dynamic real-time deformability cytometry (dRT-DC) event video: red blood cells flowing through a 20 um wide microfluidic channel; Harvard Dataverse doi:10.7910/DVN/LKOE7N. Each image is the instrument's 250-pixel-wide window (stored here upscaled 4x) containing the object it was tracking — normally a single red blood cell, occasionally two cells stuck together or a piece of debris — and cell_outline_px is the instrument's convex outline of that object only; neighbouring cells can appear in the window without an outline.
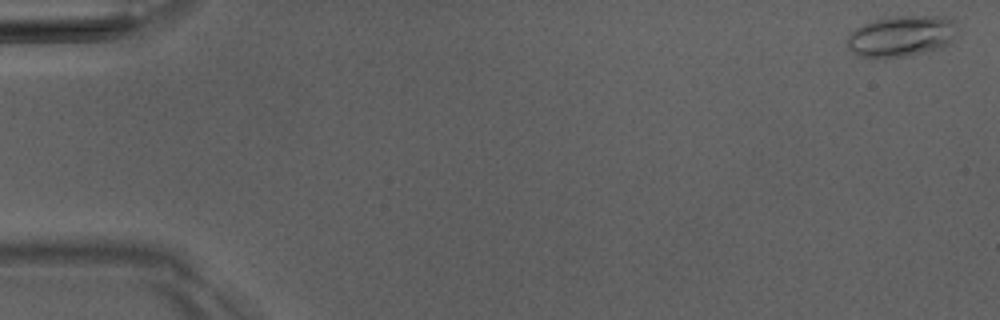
{"species": "Egyptian fruit bat (a non-hibernating species)", "species_latin": "Rousettus aegyptiacus", "temperature_condition": "room temperature", "stored_images_in_passage": 3, "camera_frame_rate_fps": 3000, "um_per_image_px": 0.085, "animal": {"sex": "male"}, "frame": {"image": 1, "passage_image": 3, "time_ms": 2.333, "image_size_px": [1000, 320], "cell_outline_px": [[956, 24], [952, 44], [940, 48], [904, 56], [860, 56], [852, 52], [848, 48], [848, 36], [856, 28], [864, 24], [876, 20], [892, 16], [944, 16], [956, 20]], "centroid_in_image_um": [76.67, 3.04], "position_along_channel_um": 8.3, "area_um2": 25.95}}